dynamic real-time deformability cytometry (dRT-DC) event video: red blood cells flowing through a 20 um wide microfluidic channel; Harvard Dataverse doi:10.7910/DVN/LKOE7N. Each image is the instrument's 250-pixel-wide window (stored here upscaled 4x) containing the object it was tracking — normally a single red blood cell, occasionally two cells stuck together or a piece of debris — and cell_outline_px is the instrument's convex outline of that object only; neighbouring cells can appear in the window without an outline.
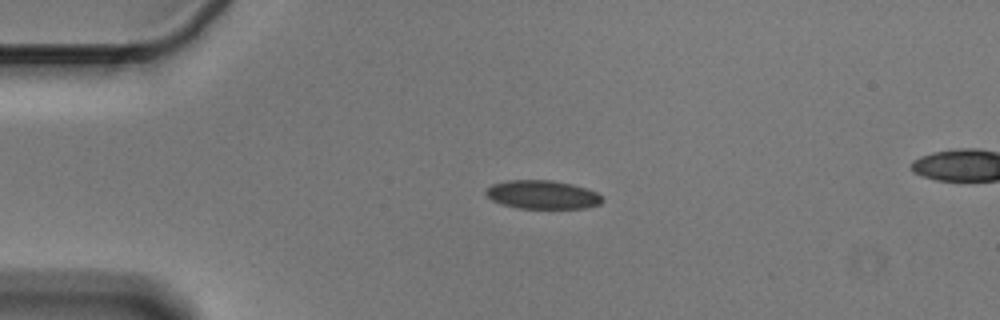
{"species": "Egyptian fruit bat (a non-hibernating species)", "species_latin": "Rousettus aegyptiacus", "temperature_condition": "cold", "stored_images_in_passage": 2, "segment_of_instrument_passage": [1, 2], "camera_frame_rate_fps": 3000, "um_per_image_px": 0.085, "animal": {"sex": "male"}, "frame": {"image": 1, "passage_image": 1, "time_ms": 0.0, "image_size_px": [1000, 320], "cell_outline_px": [[604, 200], [600, 204], [584, 208], [516, 208], [500, 204], [492, 200], [484, 192], [492, 184], [508, 180], [552, 180], [572, 184], [596, 192], [604, 196]], "centroid_in_image_um": [46.11, 16.55], "position_along_channel_um": 38.9, "area_um2": 19.42}}